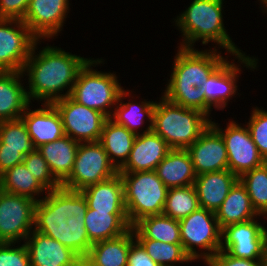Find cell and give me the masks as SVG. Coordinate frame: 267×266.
Masks as SVG:
<instances>
[{
  "label": "cell",
  "instance_id": "obj_12",
  "mask_svg": "<svg viewBox=\"0 0 267 266\" xmlns=\"http://www.w3.org/2000/svg\"><path fill=\"white\" fill-rule=\"evenodd\" d=\"M35 205L31 198L0 189V243L27 239L34 230Z\"/></svg>",
  "mask_w": 267,
  "mask_h": 266
},
{
  "label": "cell",
  "instance_id": "obj_2",
  "mask_svg": "<svg viewBox=\"0 0 267 266\" xmlns=\"http://www.w3.org/2000/svg\"><path fill=\"white\" fill-rule=\"evenodd\" d=\"M41 42L42 40H38L35 43L22 73L28 78L29 86H26V90L30 103L32 104L31 100H37L52 104L70 96L79 71L91 58H84L52 45L37 51Z\"/></svg>",
  "mask_w": 267,
  "mask_h": 266
},
{
  "label": "cell",
  "instance_id": "obj_42",
  "mask_svg": "<svg viewBox=\"0 0 267 266\" xmlns=\"http://www.w3.org/2000/svg\"><path fill=\"white\" fill-rule=\"evenodd\" d=\"M127 266H160L156 263L143 247L135 241L129 250Z\"/></svg>",
  "mask_w": 267,
  "mask_h": 266
},
{
  "label": "cell",
  "instance_id": "obj_21",
  "mask_svg": "<svg viewBox=\"0 0 267 266\" xmlns=\"http://www.w3.org/2000/svg\"><path fill=\"white\" fill-rule=\"evenodd\" d=\"M23 73L0 71V122L21 118L30 105Z\"/></svg>",
  "mask_w": 267,
  "mask_h": 266
},
{
  "label": "cell",
  "instance_id": "obj_30",
  "mask_svg": "<svg viewBox=\"0 0 267 266\" xmlns=\"http://www.w3.org/2000/svg\"><path fill=\"white\" fill-rule=\"evenodd\" d=\"M135 138L136 135L126 127L110 118L105 121L99 142L118 170L128 160Z\"/></svg>",
  "mask_w": 267,
  "mask_h": 266
},
{
  "label": "cell",
  "instance_id": "obj_36",
  "mask_svg": "<svg viewBox=\"0 0 267 266\" xmlns=\"http://www.w3.org/2000/svg\"><path fill=\"white\" fill-rule=\"evenodd\" d=\"M0 144L4 149L19 150L24 156L36 149L21 118L0 122Z\"/></svg>",
  "mask_w": 267,
  "mask_h": 266
},
{
  "label": "cell",
  "instance_id": "obj_22",
  "mask_svg": "<svg viewBox=\"0 0 267 266\" xmlns=\"http://www.w3.org/2000/svg\"><path fill=\"white\" fill-rule=\"evenodd\" d=\"M238 180L229 169L197 175L194 187L200 208L215 212Z\"/></svg>",
  "mask_w": 267,
  "mask_h": 266
},
{
  "label": "cell",
  "instance_id": "obj_4",
  "mask_svg": "<svg viewBox=\"0 0 267 266\" xmlns=\"http://www.w3.org/2000/svg\"><path fill=\"white\" fill-rule=\"evenodd\" d=\"M224 0H193L185 11L174 19L175 26L182 33L179 47L195 48V42L202 40V45L215 43L214 48L225 49L234 56L243 51L229 36L223 19Z\"/></svg>",
  "mask_w": 267,
  "mask_h": 266
},
{
  "label": "cell",
  "instance_id": "obj_20",
  "mask_svg": "<svg viewBox=\"0 0 267 266\" xmlns=\"http://www.w3.org/2000/svg\"><path fill=\"white\" fill-rule=\"evenodd\" d=\"M41 105V108L31 110L30 104L21 115L36 148L65 135L61 116L55 106L46 103H41Z\"/></svg>",
  "mask_w": 267,
  "mask_h": 266
},
{
  "label": "cell",
  "instance_id": "obj_44",
  "mask_svg": "<svg viewBox=\"0 0 267 266\" xmlns=\"http://www.w3.org/2000/svg\"><path fill=\"white\" fill-rule=\"evenodd\" d=\"M258 1H260L259 3V5L261 6V10H267V0H258ZM264 8V9H263Z\"/></svg>",
  "mask_w": 267,
  "mask_h": 266
},
{
  "label": "cell",
  "instance_id": "obj_28",
  "mask_svg": "<svg viewBox=\"0 0 267 266\" xmlns=\"http://www.w3.org/2000/svg\"><path fill=\"white\" fill-rule=\"evenodd\" d=\"M84 223L92 244L118 237L132 227L126 212H102L89 208Z\"/></svg>",
  "mask_w": 267,
  "mask_h": 266
},
{
  "label": "cell",
  "instance_id": "obj_1",
  "mask_svg": "<svg viewBox=\"0 0 267 266\" xmlns=\"http://www.w3.org/2000/svg\"><path fill=\"white\" fill-rule=\"evenodd\" d=\"M87 210L81 191L63 187L48 191L36 202L34 230L59 241L84 260L92 246L84 223Z\"/></svg>",
  "mask_w": 267,
  "mask_h": 266
},
{
  "label": "cell",
  "instance_id": "obj_6",
  "mask_svg": "<svg viewBox=\"0 0 267 266\" xmlns=\"http://www.w3.org/2000/svg\"><path fill=\"white\" fill-rule=\"evenodd\" d=\"M104 61L102 57L100 59L92 58L85 64L78 73L70 97L110 118L124 88L119 83L116 72L96 71L93 68L96 65L101 66Z\"/></svg>",
  "mask_w": 267,
  "mask_h": 266
},
{
  "label": "cell",
  "instance_id": "obj_8",
  "mask_svg": "<svg viewBox=\"0 0 267 266\" xmlns=\"http://www.w3.org/2000/svg\"><path fill=\"white\" fill-rule=\"evenodd\" d=\"M179 225L182 246L193 262L203 260L205 264L221 249L222 230L215 212L199 208L180 220Z\"/></svg>",
  "mask_w": 267,
  "mask_h": 266
},
{
  "label": "cell",
  "instance_id": "obj_15",
  "mask_svg": "<svg viewBox=\"0 0 267 266\" xmlns=\"http://www.w3.org/2000/svg\"><path fill=\"white\" fill-rule=\"evenodd\" d=\"M38 40L22 20L0 19V71L22 72Z\"/></svg>",
  "mask_w": 267,
  "mask_h": 266
},
{
  "label": "cell",
  "instance_id": "obj_9",
  "mask_svg": "<svg viewBox=\"0 0 267 266\" xmlns=\"http://www.w3.org/2000/svg\"><path fill=\"white\" fill-rule=\"evenodd\" d=\"M233 57L235 60H228V58L208 77L207 81L202 83L200 88L201 93H205V114L210 117L213 108L216 110H223L231 98L239 95L238 93V80L242 67L248 68L252 71L258 67V59L254 56H247L244 52L236 54ZM237 58V59H236ZM240 66V67H239ZM239 74V75H238ZM238 93V94H236ZM213 107V108H212Z\"/></svg>",
  "mask_w": 267,
  "mask_h": 266
},
{
  "label": "cell",
  "instance_id": "obj_7",
  "mask_svg": "<svg viewBox=\"0 0 267 266\" xmlns=\"http://www.w3.org/2000/svg\"><path fill=\"white\" fill-rule=\"evenodd\" d=\"M120 176L124 185V204L131 226L143 217L163 213L168 188L155 170L120 173Z\"/></svg>",
  "mask_w": 267,
  "mask_h": 266
},
{
  "label": "cell",
  "instance_id": "obj_40",
  "mask_svg": "<svg viewBox=\"0 0 267 266\" xmlns=\"http://www.w3.org/2000/svg\"><path fill=\"white\" fill-rule=\"evenodd\" d=\"M207 266H265V260L236 258L226 251L219 250L206 263Z\"/></svg>",
  "mask_w": 267,
  "mask_h": 266
},
{
  "label": "cell",
  "instance_id": "obj_34",
  "mask_svg": "<svg viewBox=\"0 0 267 266\" xmlns=\"http://www.w3.org/2000/svg\"><path fill=\"white\" fill-rule=\"evenodd\" d=\"M135 240L160 266H176L180 263L193 262L184 251L182 244L164 243L149 238H135Z\"/></svg>",
  "mask_w": 267,
  "mask_h": 266
},
{
  "label": "cell",
  "instance_id": "obj_13",
  "mask_svg": "<svg viewBox=\"0 0 267 266\" xmlns=\"http://www.w3.org/2000/svg\"><path fill=\"white\" fill-rule=\"evenodd\" d=\"M222 136L228 156V169L240 177L243 173L263 165L266 161L260 155L245 123L239 124L231 119L227 126L211 120L210 123ZM243 125V126H241Z\"/></svg>",
  "mask_w": 267,
  "mask_h": 266
},
{
  "label": "cell",
  "instance_id": "obj_39",
  "mask_svg": "<svg viewBox=\"0 0 267 266\" xmlns=\"http://www.w3.org/2000/svg\"><path fill=\"white\" fill-rule=\"evenodd\" d=\"M19 244L0 243V266H31L25 244Z\"/></svg>",
  "mask_w": 267,
  "mask_h": 266
},
{
  "label": "cell",
  "instance_id": "obj_43",
  "mask_svg": "<svg viewBox=\"0 0 267 266\" xmlns=\"http://www.w3.org/2000/svg\"><path fill=\"white\" fill-rule=\"evenodd\" d=\"M24 158L19 150L4 149V144H0V176L15 165L23 163Z\"/></svg>",
  "mask_w": 267,
  "mask_h": 266
},
{
  "label": "cell",
  "instance_id": "obj_10",
  "mask_svg": "<svg viewBox=\"0 0 267 266\" xmlns=\"http://www.w3.org/2000/svg\"><path fill=\"white\" fill-rule=\"evenodd\" d=\"M118 173L119 170L110 161L99 141L80 142L72 172L61 184V187L81 191Z\"/></svg>",
  "mask_w": 267,
  "mask_h": 266
},
{
  "label": "cell",
  "instance_id": "obj_5",
  "mask_svg": "<svg viewBox=\"0 0 267 266\" xmlns=\"http://www.w3.org/2000/svg\"><path fill=\"white\" fill-rule=\"evenodd\" d=\"M159 98L153 112L152 130L171 149H187L210 125L211 119L197 109L174 104L164 96Z\"/></svg>",
  "mask_w": 267,
  "mask_h": 266
},
{
  "label": "cell",
  "instance_id": "obj_33",
  "mask_svg": "<svg viewBox=\"0 0 267 266\" xmlns=\"http://www.w3.org/2000/svg\"><path fill=\"white\" fill-rule=\"evenodd\" d=\"M199 208L194 185L176 187L168 189L162 214L180 221Z\"/></svg>",
  "mask_w": 267,
  "mask_h": 266
},
{
  "label": "cell",
  "instance_id": "obj_29",
  "mask_svg": "<svg viewBox=\"0 0 267 266\" xmlns=\"http://www.w3.org/2000/svg\"><path fill=\"white\" fill-rule=\"evenodd\" d=\"M80 142L64 135L62 138L37 148L47 161L53 177L62 184L72 172Z\"/></svg>",
  "mask_w": 267,
  "mask_h": 266
},
{
  "label": "cell",
  "instance_id": "obj_26",
  "mask_svg": "<svg viewBox=\"0 0 267 266\" xmlns=\"http://www.w3.org/2000/svg\"><path fill=\"white\" fill-rule=\"evenodd\" d=\"M155 171L168 189L194 185L197 177L186 149H171Z\"/></svg>",
  "mask_w": 267,
  "mask_h": 266
},
{
  "label": "cell",
  "instance_id": "obj_31",
  "mask_svg": "<svg viewBox=\"0 0 267 266\" xmlns=\"http://www.w3.org/2000/svg\"><path fill=\"white\" fill-rule=\"evenodd\" d=\"M131 228L135 238H149L164 243L182 244L179 221L163 214L143 217Z\"/></svg>",
  "mask_w": 267,
  "mask_h": 266
},
{
  "label": "cell",
  "instance_id": "obj_45",
  "mask_svg": "<svg viewBox=\"0 0 267 266\" xmlns=\"http://www.w3.org/2000/svg\"><path fill=\"white\" fill-rule=\"evenodd\" d=\"M265 266H267V245H266V253H265Z\"/></svg>",
  "mask_w": 267,
  "mask_h": 266
},
{
  "label": "cell",
  "instance_id": "obj_3",
  "mask_svg": "<svg viewBox=\"0 0 267 266\" xmlns=\"http://www.w3.org/2000/svg\"><path fill=\"white\" fill-rule=\"evenodd\" d=\"M218 49L197 50L178 46L170 79L162 93L170 102L205 114V93L199 86L228 58Z\"/></svg>",
  "mask_w": 267,
  "mask_h": 266
},
{
  "label": "cell",
  "instance_id": "obj_25",
  "mask_svg": "<svg viewBox=\"0 0 267 266\" xmlns=\"http://www.w3.org/2000/svg\"><path fill=\"white\" fill-rule=\"evenodd\" d=\"M81 193L86 198L89 209L102 212H126L124 185L120 173L84 188Z\"/></svg>",
  "mask_w": 267,
  "mask_h": 266
},
{
  "label": "cell",
  "instance_id": "obj_16",
  "mask_svg": "<svg viewBox=\"0 0 267 266\" xmlns=\"http://www.w3.org/2000/svg\"><path fill=\"white\" fill-rule=\"evenodd\" d=\"M69 0H30L23 22L39 40L58 36L70 10Z\"/></svg>",
  "mask_w": 267,
  "mask_h": 266
},
{
  "label": "cell",
  "instance_id": "obj_35",
  "mask_svg": "<svg viewBox=\"0 0 267 266\" xmlns=\"http://www.w3.org/2000/svg\"><path fill=\"white\" fill-rule=\"evenodd\" d=\"M239 180L245 186L256 212L262 218L267 217V162L243 173Z\"/></svg>",
  "mask_w": 267,
  "mask_h": 266
},
{
  "label": "cell",
  "instance_id": "obj_14",
  "mask_svg": "<svg viewBox=\"0 0 267 266\" xmlns=\"http://www.w3.org/2000/svg\"><path fill=\"white\" fill-rule=\"evenodd\" d=\"M59 112L64 134L78 142H97L100 140L106 115L90 109L73 100L70 96L52 103Z\"/></svg>",
  "mask_w": 267,
  "mask_h": 266
},
{
  "label": "cell",
  "instance_id": "obj_27",
  "mask_svg": "<svg viewBox=\"0 0 267 266\" xmlns=\"http://www.w3.org/2000/svg\"><path fill=\"white\" fill-rule=\"evenodd\" d=\"M215 216L221 230L231 224L261 218L252 206L249 194L240 180L233 185L228 196L215 211Z\"/></svg>",
  "mask_w": 267,
  "mask_h": 266
},
{
  "label": "cell",
  "instance_id": "obj_32",
  "mask_svg": "<svg viewBox=\"0 0 267 266\" xmlns=\"http://www.w3.org/2000/svg\"><path fill=\"white\" fill-rule=\"evenodd\" d=\"M0 189L11 194L31 198L36 202L44 197L42 195L48 193L24 163L15 165L0 176Z\"/></svg>",
  "mask_w": 267,
  "mask_h": 266
},
{
  "label": "cell",
  "instance_id": "obj_38",
  "mask_svg": "<svg viewBox=\"0 0 267 266\" xmlns=\"http://www.w3.org/2000/svg\"><path fill=\"white\" fill-rule=\"evenodd\" d=\"M247 127L260 155L267 162V111L253 107Z\"/></svg>",
  "mask_w": 267,
  "mask_h": 266
},
{
  "label": "cell",
  "instance_id": "obj_19",
  "mask_svg": "<svg viewBox=\"0 0 267 266\" xmlns=\"http://www.w3.org/2000/svg\"><path fill=\"white\" fill-rule=\"evenodd\" d=\"M171 150L153 130L136 135L130 156L119 173L153 171Z\"/></svg>",
  "mask_w": 267,
  "mask_h": 266
},
{
  "label": "cell",
  "instance_id": "obj_24",
  "mask_svg": "<svg viewBox=\"0 0 267 266\" xmlns=\"http://www.w3.org/2000/svg\"><path fill=\"white\" fill-rule=\"evenodd\" d=\"M132 228L126 233L92 244L83 266H127L128 253L135 242Z\"/></svg>",
  "mask_w": 267,
  "mask_h": 266
},
{
  "label": "cell",
  "instance_id": "obj_37",
  "mask_svg": "<svg viewBox=\"0 0 267 266\" xmlns=\"http://www.w3.org/2000/svg\"><path fill=\"white\" fill-rule=\"evenodd\" d=\"M23 163L47 191L61 187V184L51 174L47 161L37 148L25 156Z\"/></svg>",
  "mask_w": 267,
  "mask_h": 266
},
{
  "label": "cell",
  "instance_id": "obj_17",
  "mask_svg": "<svg viewBox=\"0 0 267 266\" xmlns=\"http://www.w3.org/2000/svg\"><path fill=\"white\" fill-rule=\"evenodd\" d=\"M196 175L228 169V156L221 134L210 124L186 149Z\"/></svg>",
  "mask_w": 267,
  "mask_h": 266
},
{
  "label": "cell",
  "instance_id": "obj_18",
  "mask_svg": "<svg viewBox=\"0 0 267 266\" xmlns=\"http://www.w3.org/2000/svg\"><path fill=\"white\" fill-rule=\"evenodd\" d=\"M23 243L31 266H83V260L74 251L35 230Z\"/></svg>",
  "mask_w": 267,
  "mask_h": 266
},
{
  "label": "cell",
  "instance_id": "obj_11",
  "mask_svg": "<svg viewBox=\"0 0 267 266\" xmlns=\"http://www.w3.org/2000/svg\"><path fill=\"white\" fill-rule=\"evenodd\" d=\"M257 219L260 220L255 218L224 227L221 233L220 250L236 258L265 260L267 228L264 223L267 217L263 218V223Z\"/></svg>",
  "mask_w": 267,
  "mask_h": 266
},
{
  "label": "cell",
  "instance_id": "obj_41",
  "mask_svg": "<svg viewBox=\"0 0 267 266\" xmlns=\"http://www.w3.org/2000/svg\"><path fill=\"white\" fill-rule=\"evenodd\" d=\"M30 0H0V19H24Z\"/></svg>",
  "mask_w": 267,
  "mask_h": 266
},
{
  "label": "cell",
  "instance_id": "obj_23",
  "mask_svg": "<svg viewBox=\"0 0 267 266\" xmlns=\"http://www.w3.org/2000/svg\"><path fill=\"white\" fill-rule=\"evenodd\" d=\"M132 93V91L129 92L127 89H124L120 93L118 103L114 107L110 119L116 124L126 127L135 135L150 132L153 126V112L156 106V101H147L144 99L139 102H136L135 100L123 102V99H126V97L130 98L132 96L131 98L135 99V97L131 95ZM145 120L146 123L148 121V125L145 130L143 129V132H141L140 127L142 128Z\"/></svg>",
  "mask_w": 267,
  "mask_h": 266
}]
</instances>
